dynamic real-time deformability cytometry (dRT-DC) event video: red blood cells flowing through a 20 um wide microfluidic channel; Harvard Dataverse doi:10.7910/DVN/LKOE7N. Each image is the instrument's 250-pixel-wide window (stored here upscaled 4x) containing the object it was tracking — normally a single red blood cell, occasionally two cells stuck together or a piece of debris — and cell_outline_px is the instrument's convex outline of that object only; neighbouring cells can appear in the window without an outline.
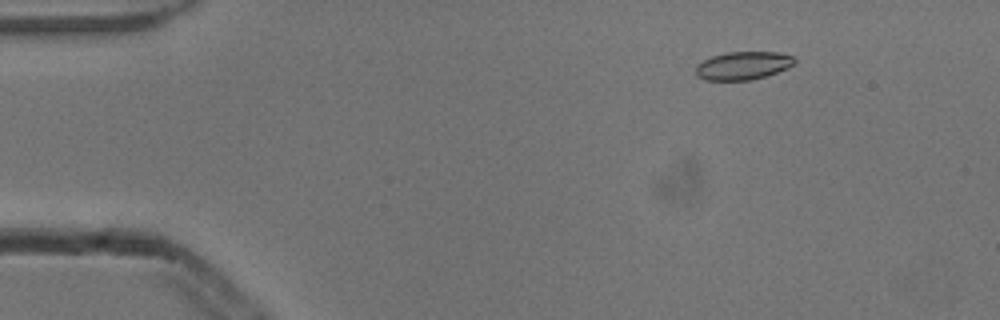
{"species": "common noctule bat (a hibernating species)", "species_latin": "Nyctalus noctula", "temperature_condition": "cold", "stored_images_in_passage": 6, "camera_frame_rate_fps": 3000, "um_per_image_px": 0.085, "animal": {"sex": "male", "body_mass_g": 13.3}, "frame": {"image": 1, "passage_image": 3, "time_ms": 0.667, "image_size_px": [1000, 320], "cell_outline_px": [[796, 60], [788, 68], [752, 80], [704, 80], [696, 76], [696, 68], [704, 60], [712, 56], [728, 52], [780, 52], [796, 56]], "centroid_in_image_um": [63.19, 5.57], "position_along_channel_um": 21.8, "area_um2": 16.13}}